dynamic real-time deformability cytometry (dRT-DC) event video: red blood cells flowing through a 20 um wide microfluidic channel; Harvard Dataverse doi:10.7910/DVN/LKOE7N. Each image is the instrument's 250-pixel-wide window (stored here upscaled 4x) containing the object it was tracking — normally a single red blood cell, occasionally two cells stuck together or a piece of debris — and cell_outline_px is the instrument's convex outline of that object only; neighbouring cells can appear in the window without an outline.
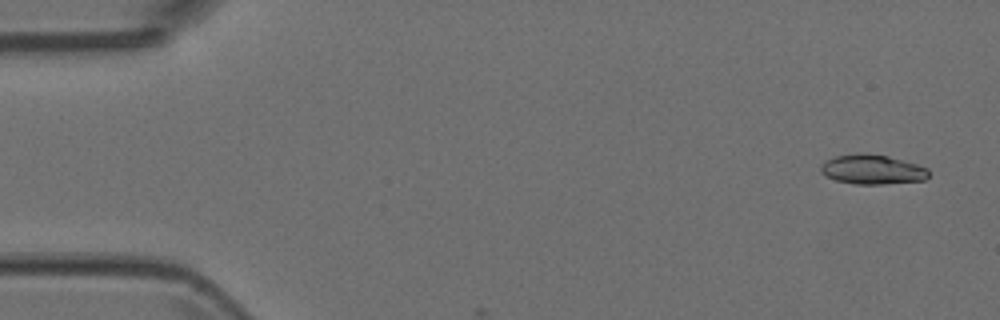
{"species": "Egyptian fruit bat (a non-hibernating species)", "species_latin": "Rousettus aegyptiacus", "temperature_condition": "room temperature", "stored_images_in_passage": 3, "camera_frame_rate_fps": 3000, "um_per_image_px": 0.085, "animal": {"sex": "female"}, "frame": {"image": 1, "passage_image": 1, "time_ms": 0.0, "image_size_px": [1000, 320], "cell_outline_px": [[928, 176], [924, 180], [880, 184], [856, 184], [836, 180], [820, 172], [820, 164], [824, 160], [836, 156], [860, 152], [864, 152], [888, 156], [916, 164], [928, 168]], "centroid_in_image_um": [74.11, 14.39], "position_along_channel_um": 10.9, "area_um2": 18.61}}